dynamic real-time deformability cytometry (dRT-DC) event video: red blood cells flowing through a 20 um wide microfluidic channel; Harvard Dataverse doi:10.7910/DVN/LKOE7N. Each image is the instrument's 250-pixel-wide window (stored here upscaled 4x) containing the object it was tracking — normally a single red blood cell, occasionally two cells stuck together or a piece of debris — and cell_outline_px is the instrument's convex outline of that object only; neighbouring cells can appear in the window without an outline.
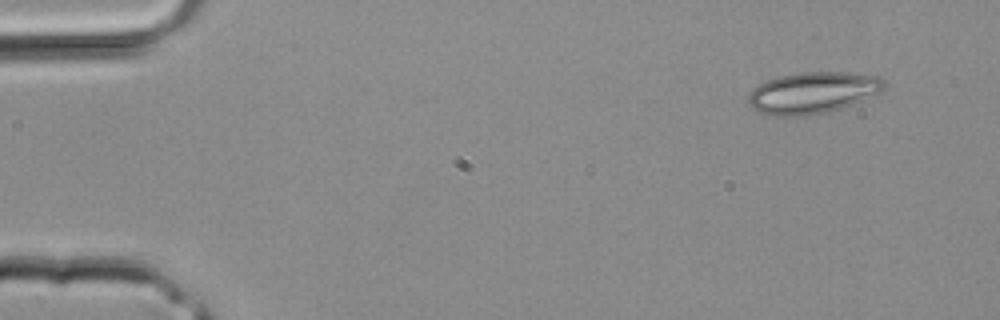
{"species": "common noctule bat (a hibernating species)", "species_latin": "Nyctalus noctula", "temperature_condition": "room temperature", "stored_images_in_passage": 3, "camera_frame_rate_fps": 3000, "um_per_image_px": 0.085, "animal": {"sex": "male", "body_mass_g": 20.4}, "frame": {"image": 1, "passage_image": 3, "time_ms": 0.667, "image_size_px": [1000, 320], "cell_outline_px": [[888, 84], [880, 92], [852, 104], [840, 108], [824, 112], [804, 116], [776, 116], [760, 112], [752, 108], [748, 104], [748, 96], [752, 88], [764, 80], [780, 76], [800, 72], [844, 72], [876, 76], [884, 80]], "centroid_in_image_um": [69.04, 7.87], "position_along_channel_um": 16.0, "area_um2": 32.83}}